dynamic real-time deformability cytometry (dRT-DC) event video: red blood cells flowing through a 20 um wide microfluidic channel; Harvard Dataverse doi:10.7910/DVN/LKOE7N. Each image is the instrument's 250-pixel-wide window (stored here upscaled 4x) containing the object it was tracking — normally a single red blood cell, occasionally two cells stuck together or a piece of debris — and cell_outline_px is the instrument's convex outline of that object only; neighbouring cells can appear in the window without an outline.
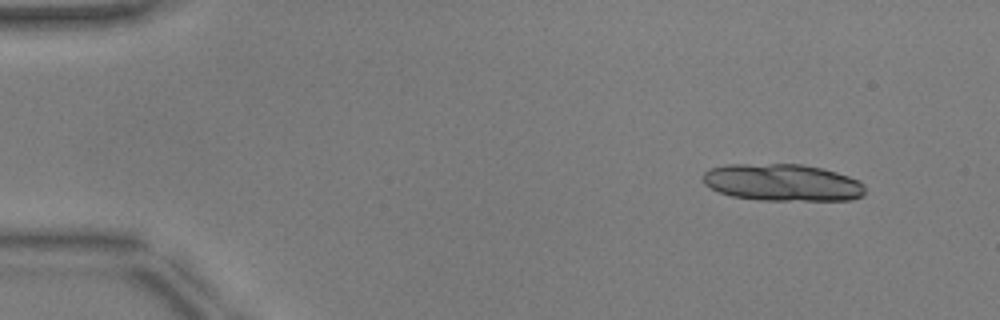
{"species": "common noctule bat (a hibernating species)", "species_latin": "Nyctalus noctula", "temperature_condition": "warm", "stored_images_in_passage": 20, "camera_frame_rate_fps": 3000, "um_per_image_px": 0.085, "animal": {"sex": "male", "body_mass_g": 17.9, "forearm_length_mm": 54.2}, "frame": {"image": 1, "passage_image": 1, "time_ms": 0.0, "image_size_px": [1000, 320], "cell_outline_px": [[864, 196], [852, 200], [760, 200], [732, 196], [720, 192], [704, 184], [704, 172], [712, 168], [728, 164], [800, 164], [820, 168], [836, 172], [860, 180], [864, 184]], "centroid_in_image_um": [66.55, 15.52], "position_along_channel_um": 18.5, "area_um2": 34.97}}
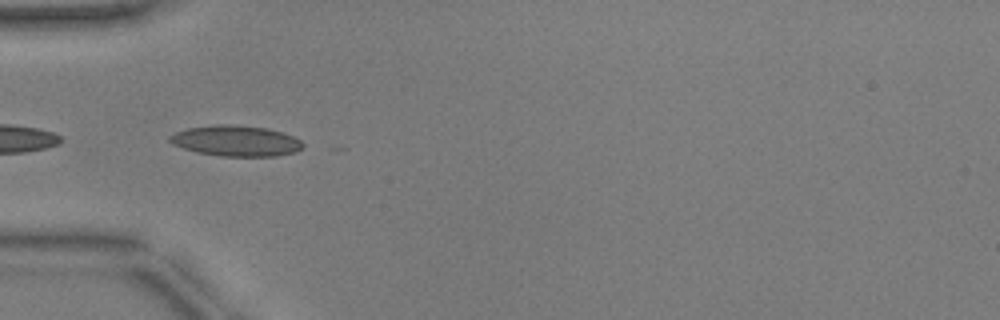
{"frame": {"image": 2, "passage_image": 13, "time_ms": 4.0, "image_size_px": [1000, 320], "cell_outline_px": [[304, 148], [296, 152], [276, 156], [220, 156], [196, 152], [172, 144], [168, 140], [168, 136], [176, 132], [188, 128], [216, 124], [232, 124], [268, 128], [284, 132], [300, 140], [304, 144]], "centroid_in_image_um": [20.07, 11.97], "position_along_channel_um": 64.9, "area_um2": 24.04}}